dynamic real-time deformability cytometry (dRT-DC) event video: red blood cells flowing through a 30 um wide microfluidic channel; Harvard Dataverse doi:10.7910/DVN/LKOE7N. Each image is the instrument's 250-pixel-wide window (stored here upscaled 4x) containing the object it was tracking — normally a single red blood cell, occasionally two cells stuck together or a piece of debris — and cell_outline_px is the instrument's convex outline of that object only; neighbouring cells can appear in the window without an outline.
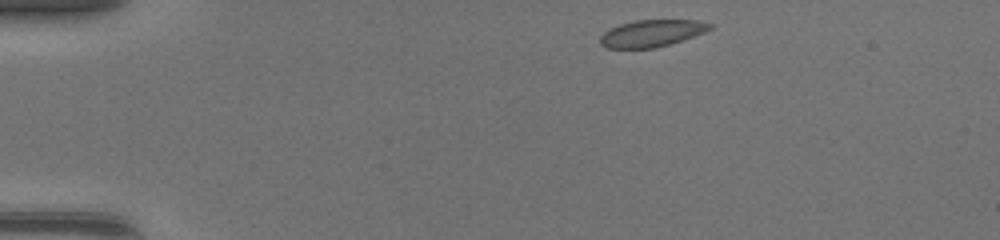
{"species": "common noctule bat (a hibernating species)", "species_latin": "Nyctalus noctula", "temperature_condition": "warm", "stored_images_in_passage": 40, "camera_frame_rate_fps": 3000, "um_per_image_px": 0.085, "animal": {"sex": "female", "body_mass_g": 17.0, "forearm_length_mm": 48.0}, "frame": {"image": 1, "passage_image": 1, "time_ms": 0.0, "image_size_px": [1000, 240], "cell_outline_px": [[712, 28], [704, 32], [668, 44], [652, 48], [608, 48], [600, 44], [600, 36], [608, 28], [620, 24], [636, 20], [696, 20], [712, 24]], "centroid_in_image_um": [55.34, 2.82], "position_along_channel_um": 29.7, "area_um2": 16.99}}
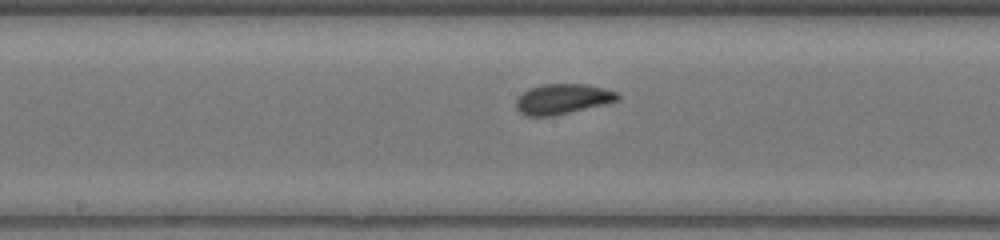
{"frame": {"image": 2, "passage_image": 18, "time_ms": 5.667, "image_size_px": [1000, 240], "cell_outline_px": [[620, 100], [604, 104], [552, 116], [528, 116], [520, 112], [516, 108], [516, 100], [528, 88], [544, 84], [584, 84], [604, 88], [616, 92], [620, 96]], "centroid_in_image_um": [47.82, 8.41], "position_along_channel_um": 200.4, "area_um2": 17.69}}
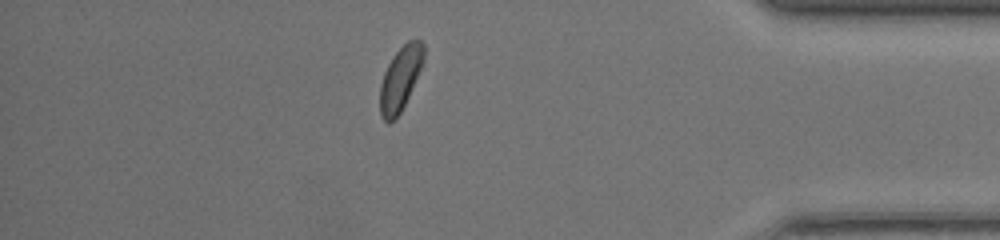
{"frame": {"image": 3, "passage_image": 34, "time_ms": 11.0, "image_size_px": [1000, 240], "cell_outline_px": [[424, 60], [408, 96], [400, 112], [388, 124], [380, 116], [380, 84], [384, 72], [392, 56], [408, 40], [420, 40], [424, 44]], "centroid_in_image_um": [34.01, 6.66], "position_along_channel_um": 401.2, "area_um2": 16.01}, "authors_computed_cell_mechanics": {"area_um2": 17.34, "velocity_mm_per_s": 4.3698, "shape_relaxation_time_tau1_ms": 2.3446, "shape_relaxation_time_tau2_ms": 0.7938, "deformation_change_tau1": 0.1142, "deformation_change_tau2": 0.05}}